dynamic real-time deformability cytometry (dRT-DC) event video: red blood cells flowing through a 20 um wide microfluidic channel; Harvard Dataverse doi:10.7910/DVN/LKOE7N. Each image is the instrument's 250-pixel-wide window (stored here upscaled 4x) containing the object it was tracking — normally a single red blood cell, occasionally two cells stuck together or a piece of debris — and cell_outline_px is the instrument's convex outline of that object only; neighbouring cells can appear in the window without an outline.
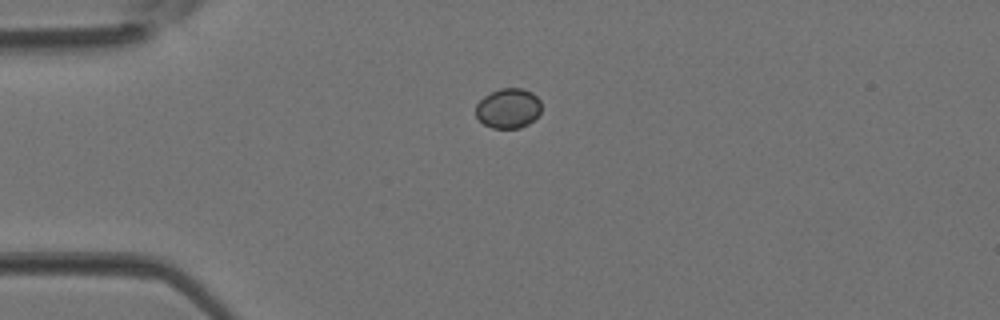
{"species": "Egyptian fruit bat (a non-hibernating species)", "species_latin": "Rousettus aegyptiacus", "temperature_condition": "room temperature", "stored_images_in_passage": 1, "camera_frame_rate_fps": 3000, "um_per_image_px": 0.085, "animal": {"sex": "female"}, "frame": {"image": 1, "passage_image": 1, "time_ms": 0.0, "image_size_px": [1000, 320], "cell_outline_px": [[540, 112], [528, 124], [520, 128], [492, 128], [484, 124], [476, 116], [476, 104], [484, 96], [500, 88], [524, 88], [532, 92], [540, 100]], "centroid_in_image_um": [43.2, 9.2], "position_along_channel_um": 41.8, "area_um2": 15.2}}